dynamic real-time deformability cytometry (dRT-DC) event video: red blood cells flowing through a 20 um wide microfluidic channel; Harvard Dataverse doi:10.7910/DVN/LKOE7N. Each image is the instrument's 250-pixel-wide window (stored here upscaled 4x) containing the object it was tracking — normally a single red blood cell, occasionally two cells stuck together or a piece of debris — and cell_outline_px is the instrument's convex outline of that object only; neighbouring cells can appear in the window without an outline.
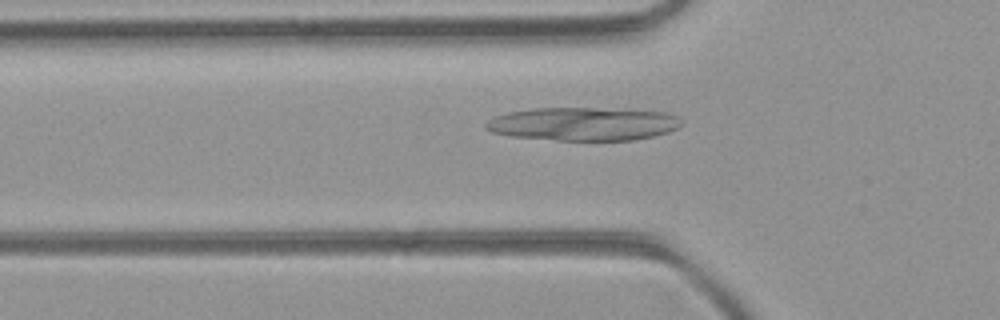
{"species": "common noctule bat (a hibernating species)", "species_latin": "Nyctalus noctula", "temperature_condition": "room temperature", "stored_images_in_passage": 49, "camera_frame_rate_fps": 3000, "um_per_image_px": 0.085, "animal": {"sex": "female", "body_mass_g": 21.9}, "frame": {"image": 1, "passage_image": 17, "time_ms": 5.333, "image_size_px": [1000, 320], "cell_outline_px": [[684, 124], [668, 132], [636, 140], [556, 140], [512, 136], [492, 132], [484, 128], [484, 124], [488, 120], [496, 116], [508, 112], [532, 108], [596, 108], [668, 112], [684, 120]], "centroid_in_image_um": [49.59, 10.53], "position_along_channel_um": 76.2, "area_um2": 38.03}}
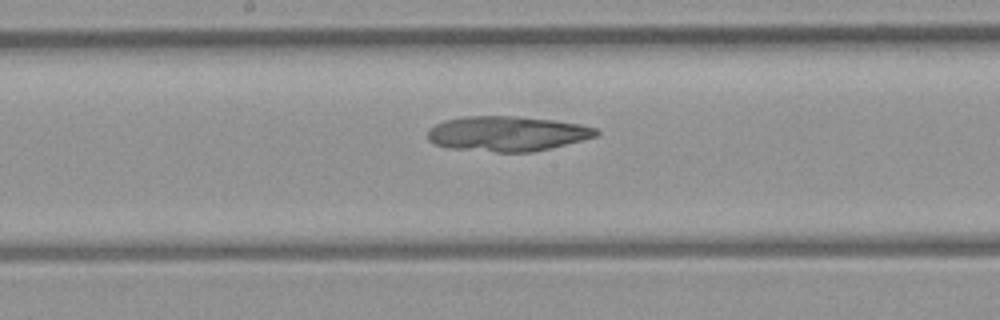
{"frame": {"image": 2, "passage_image": 26, "time_ms": 8.333, "image_size_px": [1000, 320], "cell_outline_px": [[600, 132], [596, 136], [532, 152], [496, 152], [448, 148], [436, 144], [428, 140], [428, 132], [436, 124], [444, 120], [464, 116], [516, 116], [552, 120], [580, 124], [596, 128]], "centroid_in_image_um": [43.08, 11.36], "position_along_channel_um": 205.1, "area_um2": 34.1}}
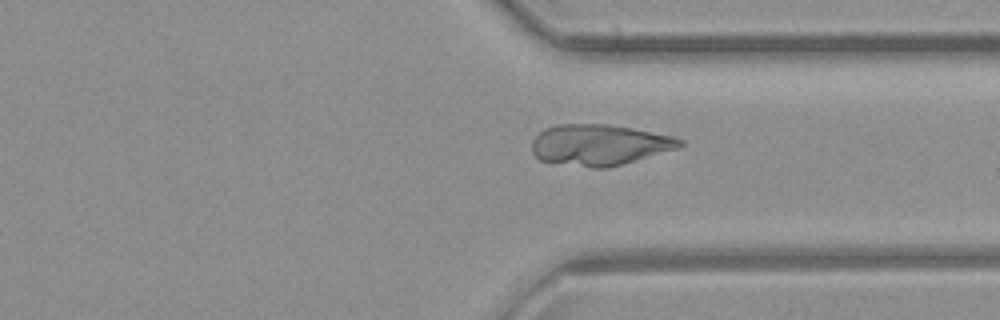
{"frame": {"image": 3, "passage_image": 37, "time_ms": 12.0, "image_size_px": [1000, 320], "cell_outline_px": [[684, 144], [676, 148], [608, 168], [592, 168], [540, 160], [532, 152], [532, 140], [544, 128], [560, 124], [608, 124], [676, 136], [684, 140]], "centroid_in_image_um": [50.94, 12.3], "position_along_channel_um": 360.5, "area_um2": 35.08}}